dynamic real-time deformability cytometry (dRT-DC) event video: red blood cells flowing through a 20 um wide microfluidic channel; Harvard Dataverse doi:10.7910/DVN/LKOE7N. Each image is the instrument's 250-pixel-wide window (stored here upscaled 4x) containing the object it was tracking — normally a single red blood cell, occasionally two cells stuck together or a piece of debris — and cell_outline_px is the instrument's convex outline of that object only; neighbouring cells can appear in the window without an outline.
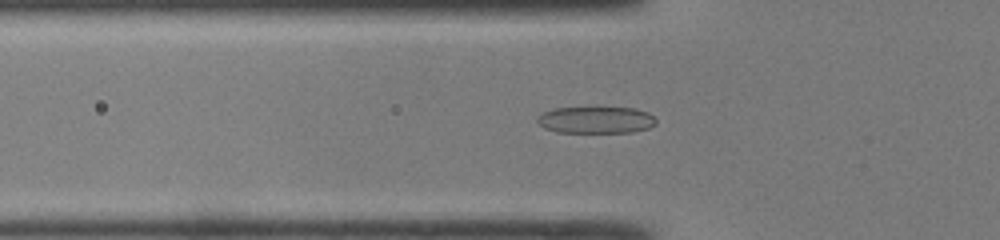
{"species": "common noctule bat (a hibernating species)", "species_latin": "Nyctalus noctula", "temperature_condition": "room temperature", "stored_images_in_passage": 17, "camera_frame_rate_fps": 3000, "um_per_image_px": 0.085, "animal": {"sex": "male", "body_mass_g": 19.0, "forearm_length_mm": 50.8}, "frame": {"image": 1, "passage_image": 17, "time_ms": 5.333, "image_size_px": [1000, 240], "cell_outline_px": [[656, 124], [648, 128], [632, 132], [556, 132], [544, 128], [536, 124], [536, 116], [552, 108], [596, 104], [636, 108], [648, 112], [656, 120]], "centroid_in_image_um": [50.6, 10.13], "position_along_channel_um": 75.2, "area_um2": 19.83}}